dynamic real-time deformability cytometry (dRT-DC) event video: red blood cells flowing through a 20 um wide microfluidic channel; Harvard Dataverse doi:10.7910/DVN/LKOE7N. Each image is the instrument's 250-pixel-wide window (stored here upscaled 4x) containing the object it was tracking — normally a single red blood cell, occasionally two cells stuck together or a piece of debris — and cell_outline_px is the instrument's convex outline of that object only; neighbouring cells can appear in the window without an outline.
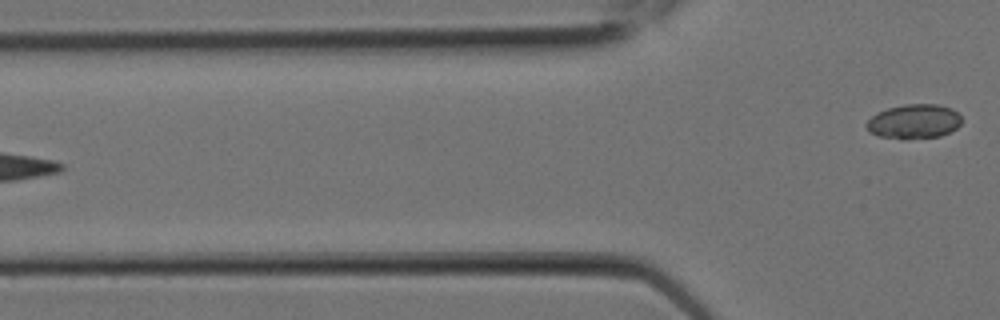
{"species": "Egyptian fruit bat (a non-hibernating species)", "species_latin": "Rousettus aegyptiacus", "temperature_condition": "room temperature", "stored_images_in_passage": 8, "segment_of_instrument_passage": [2, 2], "camera_frame_rate_fps": 3000, "um_per_image_px": 0.085, "animal": {"sex": "female"}, "frame": {"image": 1, "passage_image": 8, "time_ms": 2.333, "image_size_px": [1000, 320], "cell_outline_px": [[960, 124], [956, 128], [940, 136], [908, 140], [900, 140], [880, 136], [872, 132], [864, 124], [876, 112], [888, 108], [904, 104], [940, 104], [952, 108], [960, 116]], "centroid_in_image_um": [77.67, 10.33], "position_along_channel_um": 48.1, "area_um2": 19.25}}